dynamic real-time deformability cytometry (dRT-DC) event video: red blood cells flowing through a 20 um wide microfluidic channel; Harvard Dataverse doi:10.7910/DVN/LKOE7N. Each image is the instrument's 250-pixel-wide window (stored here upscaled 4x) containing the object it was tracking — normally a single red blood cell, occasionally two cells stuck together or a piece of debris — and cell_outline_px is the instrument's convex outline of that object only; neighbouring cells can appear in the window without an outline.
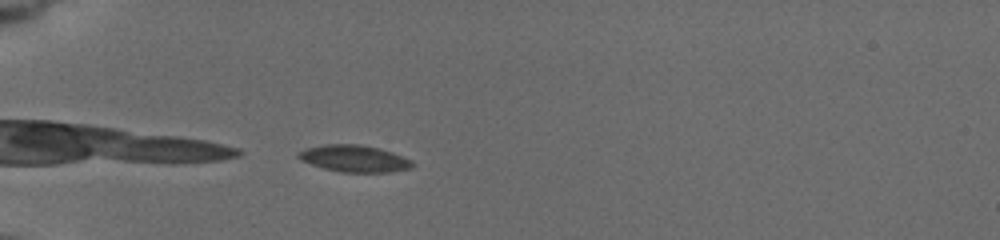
{"species": "common noctule bat (a hibernating species)", "species_latin": "Nyctalus noctula", "temperature_condition": "cold", "stored_images_in_passage": 6, "camera_frame_rate_fps": 3000, "um_per_image_px": 0.085, "animal": {"sex": "female", "body_mass_g": 19.5, "forearm_length_mm": 54.1}, "frame": {"image": 1, "passage_image": 6, "time_ms": 3.667, "image_size_px": [1000, 240], "cell_outline_px": [[416, 164], [412, 168], [388, 172], [340, 172], [324, 168], [300, 160], [296, 156], [296, 152], [308, 148], [328, 144], [360, 144], [380, 148], [392, 152], [412, 160]], "centroid_in_image_um": [30.14, 13.47], "position_along_channel_um": 54.9, "area_um2": 17.86}}